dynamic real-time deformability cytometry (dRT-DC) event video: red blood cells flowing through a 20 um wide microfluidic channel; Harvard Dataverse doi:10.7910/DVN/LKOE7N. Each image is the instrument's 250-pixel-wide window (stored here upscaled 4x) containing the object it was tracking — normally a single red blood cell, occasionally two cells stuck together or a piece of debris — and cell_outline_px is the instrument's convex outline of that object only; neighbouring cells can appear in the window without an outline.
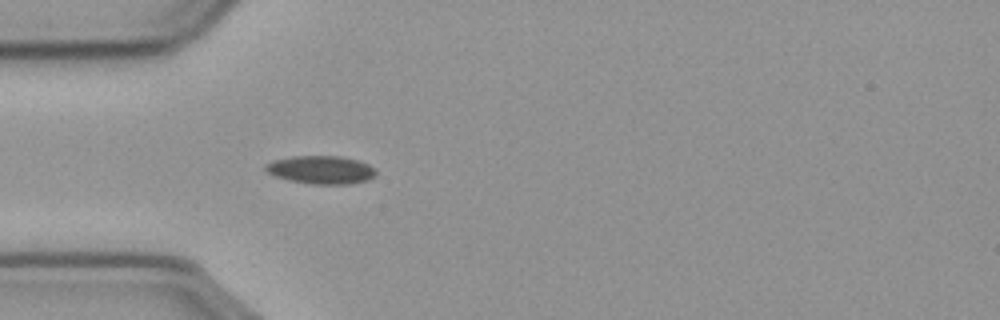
{"species": "common noctule bat (a hibernating species)", "species_latin": "Nyctalus noctula", "temperature_condition": "cold", "stored_images_in_passage": 11, "camera_frame_rate_fps": 3000, "um_per_image_px": 0.085, "animal": {"sex": "male", "body_mass_g": 23.1, "forearm_length_mm": 52.7}, "frame": {"image": 1, "passage_image": 7, "time_ms": 2.0, "image_size_px": [1000, 320], "cell_outline_px": [[376, 176], [368, 180], [352, 184], [312, 184], [288, 180], [276, 176], [268, 172], [264, 168], [264, 164], [272, 160], [292, 156], [340, 156], [356, 160], [368, 164], [376, 168]], "centroid_in_image_um": [27.3, 14.43], "position_along_channel_um": 57.7, "area_um2": 18.26}}